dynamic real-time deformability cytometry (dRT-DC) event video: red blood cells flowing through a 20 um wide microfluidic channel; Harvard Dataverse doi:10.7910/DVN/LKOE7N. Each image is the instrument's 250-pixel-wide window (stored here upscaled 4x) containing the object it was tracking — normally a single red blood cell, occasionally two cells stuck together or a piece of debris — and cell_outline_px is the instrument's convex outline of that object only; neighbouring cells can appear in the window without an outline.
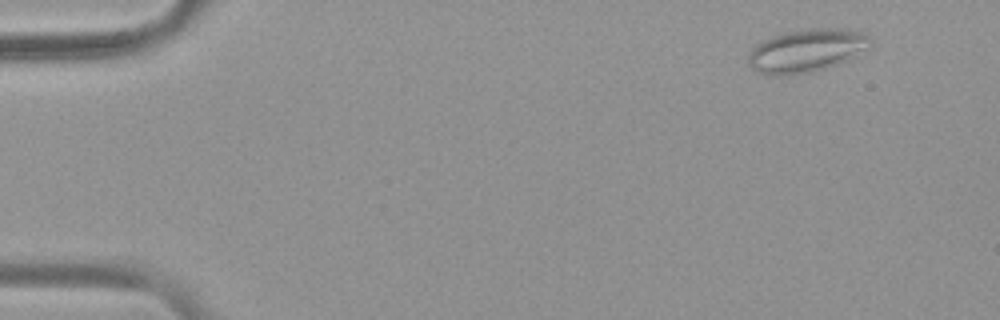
{"species": "common noctule bat (a hibernating species)", "species_latin": "Nyctalus noctula", "temperature_condition": "warm", "stored_images_in_passage": 55, "camera_frame_rate_fps": 3000, "um_per_image_px": 0.085, "animal": {"sex": "female", "body_mass_g": 19.9}, "frame": {"image": 1, "passage_image": 5, "time_ms": 1.333, "image_size_px": [1000, 320], "cell_outline_px": [[872, 44], [868, 48], [848, 60], [812, 72], [788, 76], [768, 76], [756, 72], [748, 64], [748, 56], [752, 48], [756, 44], [772, 36], [784, 32], [812, 28], [844, 28], [864, 32], [872, 40]], "centroid_in_image_um": [68.54, 4.31], "position_along_channel_um": 16.5, "area_um2": 31.1}}
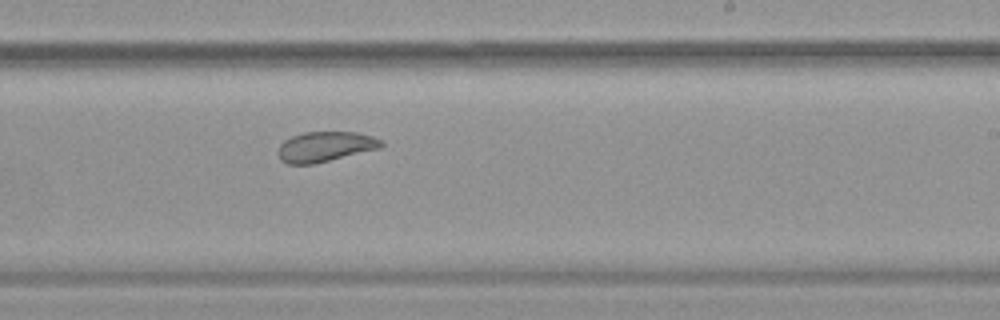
{"frame": {"image": 2, "passage_image": 34, "time_ms": 11.0, "image_size_px": [1000, 320], "cell_outline_px": [[384, 144], [380, 148], [312, 164], [288, 164], [280, 160], [276, 152], [280, 144], [284, 140], [292, 136], [304, 132], [356, 132], [372, 136], [384, 140]], "centroid_in_image_um": [27.62, 12.46], "position_along_channel_um": 261.4, "area_um2": 18.15}}
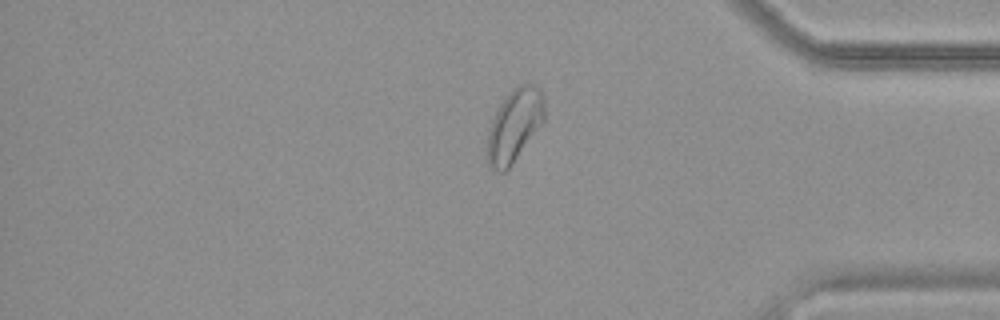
{"frame": {"image": 3, "passage_image": 46, "time_ms": 15.0, "image_size_px": [1000, 320], "cell_outline_px": [[544, 120], [508, 168], [504, 172], [500, 172], [488, 168], [484, 152], [488, 132], [492, 120], [500, 104], [512, 88], [516, 84], [532, 84], [544, 96]], "centroid_in_image_um": [43.66, 10.69], "position_along_channel_um": 391.5, "area_um2": 24.16}, "authors_computed_cell_mechanics": {"area_um2": 24.2182, "velocity_mm_per_s": 3.7342, "shape_relaxation_time_tau1_ms": null, "shape_relaxation_time_tau2_ms": 1.8757, "deformation_change_tau1": null, "deformation_change_tau2": 0.0648}}